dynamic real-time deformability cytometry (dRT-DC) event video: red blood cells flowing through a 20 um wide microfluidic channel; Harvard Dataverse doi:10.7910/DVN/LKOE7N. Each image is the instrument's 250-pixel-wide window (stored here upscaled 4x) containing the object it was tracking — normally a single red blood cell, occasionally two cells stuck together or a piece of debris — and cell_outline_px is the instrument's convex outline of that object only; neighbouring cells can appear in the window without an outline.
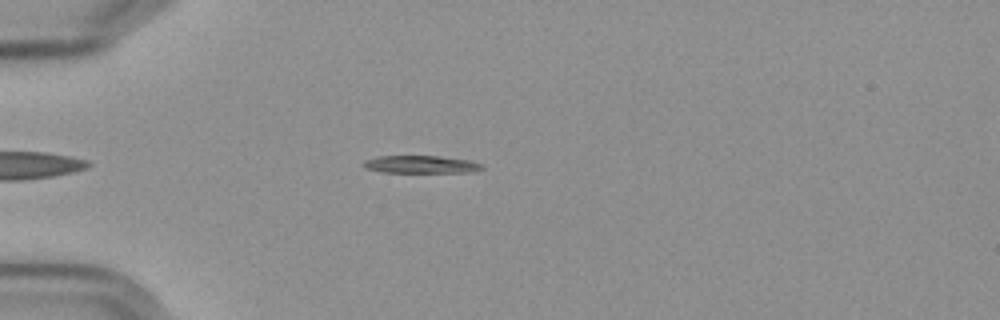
{"species": "Egyptian fruit bat (a non-hibernating species)", "species_latin": "Rousettus aegyptiacus", "temperature_condition": "cold", "stored_images_in_passage": 48, "camera_frame_rate_fps": 3000, "um_per_image_px": 0.085, "frame": {"image": 1, "passage_image": 7, "time_ms": 2.0, "image_size_px": [1000, 320], "cell_outline_px": [[484, 168], [476, 172], [380, 172], [364, 168], [360, 164], [364, 160], [380, 156], [440, 156], [472, 160], [484, 164]], "centroid_in_image_um": [35.81, 13.97], "position_along_channel_um": 49.2, "area_um2": 12.43}}
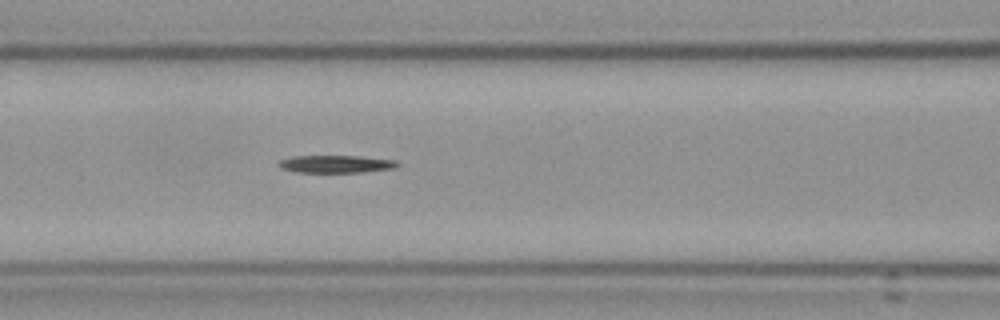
{"frame": {"image": 2, "passage_image": 16, "time_ms": 5.0, "image_size_px": [1000, 320], "cell_outline_px": [[400, 164], [396, 168], [364, 172], [296, 172], [280, 168], [276, 164], [280, 160], [292, 156], [360, 156], [396, 160]], "centroid_in_image_um": [28.56, 13.94], "position_along_channel_um": 138.0, "area_um2": 12.25}}
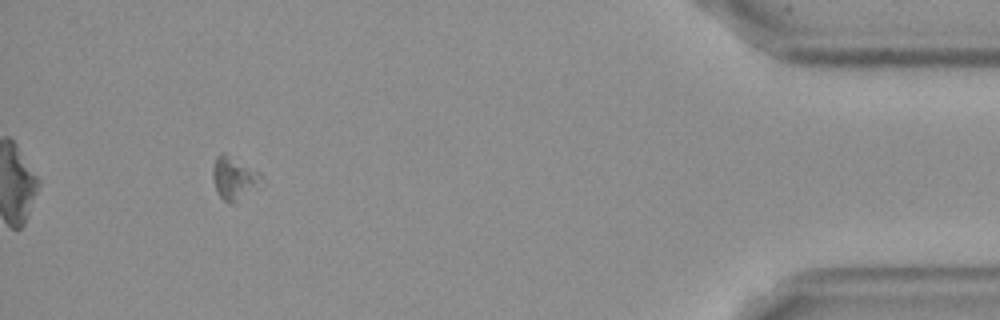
{"frame": {"image": 3, "passage_image": 44, "time_ms": 14.333, "image_size_px": [1000, 320], "cell_outline_px": [[264, 184], [232, 204], [228, 204], [216, 192], [212, 176], [212, 168], [216, 156], [220, 152], [224, 152], [260, 172], [264, 176]], "centroid_in_image_um": [19.92, 15.14], "position_along_channel_um": 415.3, "area_um2": 12.54}, "authors_computed_cell_mechanics": {"area_um2": 12.3403, "velocity_mm_per_s": 3.5866, "shape_relaxation_time_tau1_ms": 3.3665, "shape_relaxation_time_tau2_ms": 2.5155, "deformation_change_tau1": 0.1073, "deformation_change_tau2": 0.0701}}